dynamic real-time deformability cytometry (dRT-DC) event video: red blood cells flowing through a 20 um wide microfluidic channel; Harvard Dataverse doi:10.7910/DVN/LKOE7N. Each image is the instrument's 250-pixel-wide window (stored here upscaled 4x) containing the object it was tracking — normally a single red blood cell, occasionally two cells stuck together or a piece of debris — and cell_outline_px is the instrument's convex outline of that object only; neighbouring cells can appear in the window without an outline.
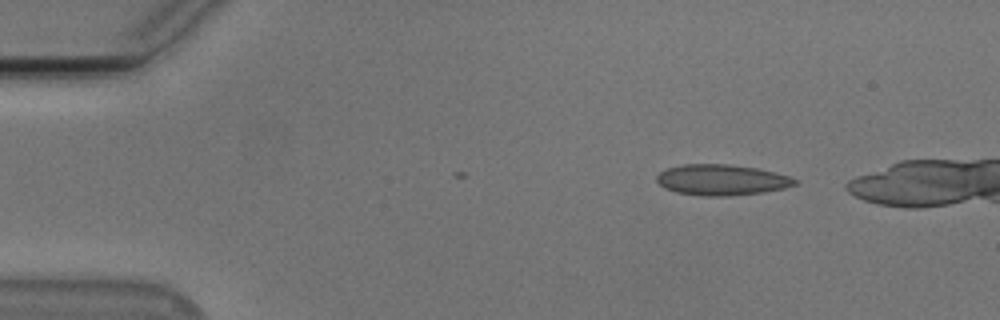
{"species": "Egyptian fruit bat (a non-hibernating species)", "species_latin": "Rousettus aegyptiacus", "temperature_condition": "cold", "stored_images_in_passage": 41, "camera_frame_rate_fps": 3000, "um_per_image_px": 0.085, "animal": {"sex": "male"}, "frame": {"image": 1, "passage_image": 1, "time_ms": 0.0, "image_size_px": [1000, 320], "cell_outline_px": [[800, 180], [796, 184], [784, 188], [764, 192], [724, 196], [704, 196], [676, 192], [664, 188], [656, 180], [656, 176], [660, 172], [668, 168], [680, 164], [728, 164], [756, 168], [788, 176]], "centroid_in_image_um": [61.32, 15.29], "position_along_channel_um": 23.7, "area_um2": 24.68}}
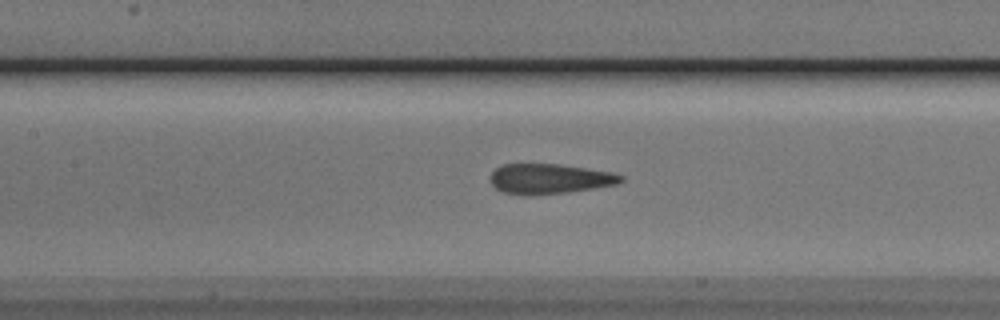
{"frame": {"image": 2, "passage_image": 18, "time_ms": 5.667, "image_size_px": [1000, 320], "cell_outline_px": [[624, 180], [616, 184], [568, 192], [504, 192], [496, 188], [492, 184], [492, 172], [496, 168], [504, 164], [560, 164], [612, 172], [624, 176]], "centroid_in_image_um": [46.78, 15.15], "position_along_channel_um": 160.6, "area_um2": 21.79}}
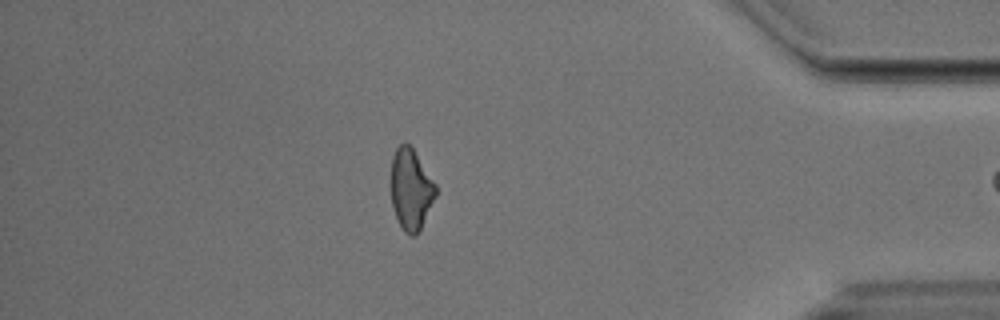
{"frame": {"image": 3, "passage_image": 40, "time_ms": 13.0, "image_size_px": [1000, 320], "cell_outline_px": [[436, 196], [416, 236], [412, 236], [404, 232], [396, 216], [392, 204], [392, 156], [396, 148], [400, 144], [408, 144], [412, 148], [436, 184]], "centroid_in_image_um": [34.93, 16.1], "position_along_channel_um": 400.3, "area_um2": 20.63}}